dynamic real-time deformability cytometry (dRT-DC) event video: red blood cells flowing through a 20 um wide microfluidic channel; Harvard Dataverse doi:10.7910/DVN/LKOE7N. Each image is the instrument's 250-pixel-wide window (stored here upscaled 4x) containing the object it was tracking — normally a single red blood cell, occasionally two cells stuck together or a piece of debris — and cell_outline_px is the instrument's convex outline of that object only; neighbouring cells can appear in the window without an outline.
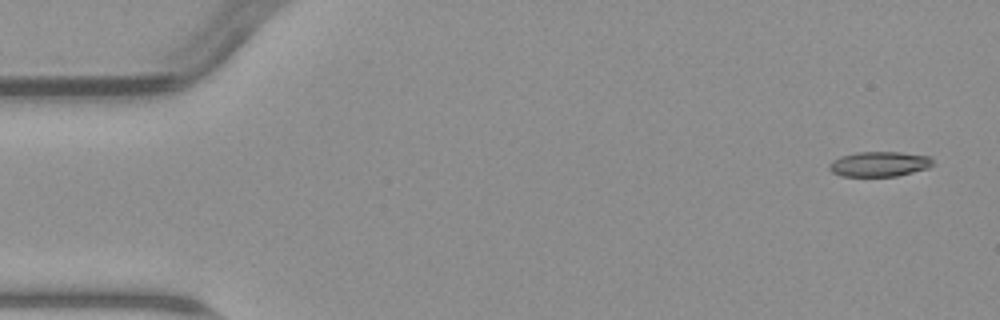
{"species": "common noctule bat (a hibernating species)", "species_latin": "Nyctalus noctula", "temperature_condition": "warm", "stored_images_in_passage": 2, "camera_frame_rate_fps": 3000, "um_per_image_px": 0.085, "animal": {"sex": "male", "body_mass_g": 23.1, "forearm_length_mm": 52.7}, "frame": {"image": 1, "passage_image": 1, "time_ms": 0.0, "image_size_px": [1000, 320], "cell_outline_px": [[936, 164], [928, 168], [896, 176], [840, 176], [832, 172], [828, 168], [828, 164], [832, 160], [840, 156], [856, 152], [900, 152], [928, 156]], "centroid_in_image_um": [74.71, 13.94], "position_along_channel_um": 10.3, "area_um2": 15.2}}